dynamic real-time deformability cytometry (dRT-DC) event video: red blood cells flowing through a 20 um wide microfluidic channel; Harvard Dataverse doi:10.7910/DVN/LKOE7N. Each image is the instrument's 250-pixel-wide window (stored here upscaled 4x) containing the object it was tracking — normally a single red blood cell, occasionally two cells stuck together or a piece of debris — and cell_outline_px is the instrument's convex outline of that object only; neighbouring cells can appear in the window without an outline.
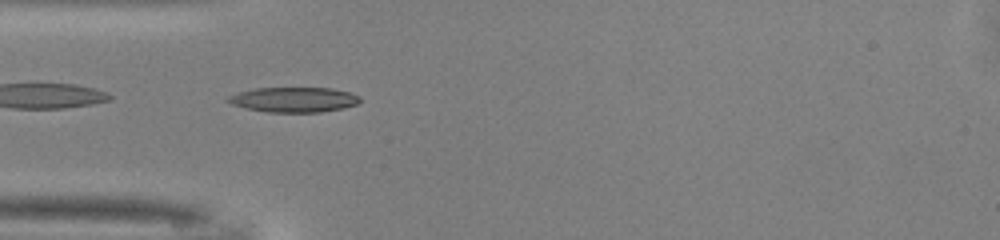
{"species": "common noctule bat (a hibernating species)", "species_latin": "Nyctalus noctula", "temperature_condition": "warm", "stored_images_in_passage": 45, "camera_frame_rate_fps": 3000, "um_per_image_px": 0.085, "animal": {"sex": "male", "body_mass_g": 13.0, "forearm_length_mm": 53.1}, "frame": {"image": 1, "passage_image": 10, "time_ms": 3.0, "image_size_px": [1000, 240], "cell_outline_px": [[360, 100], [356, 104], [340, 108], [320, 112], [268, 112], [248, 108], [232, 104], [224, 100], [228, 96], [240, 92], [256, 88], [332, 88], [348, 92], [360, 96]], "centroid_in_image_um": [24.96, 8.46], "position_along_channel_um": 60.0, "area_um2": 18.96}}
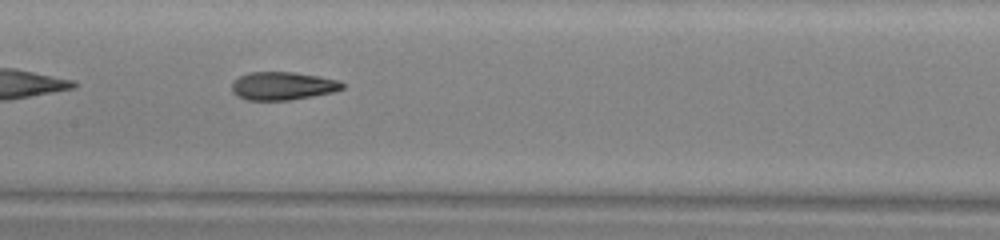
{"frame": {"image": 2, "passage_image": 19, "time_ms": 6.0, "image_size_px": [1000, 240], "cell_outline_px": [[344, 88], [332, 92], [312, 96], [288, 100], [248, 100], [236, 96], [232, 92], [232, 84], [240, 76], [248, 72], [292, 72], [320, 76], [340, 80], [344, 84]], "centroid_in_image_um": [24.04, 7.3], "position_along_channel_um": 183.4, "area_um2": 18.09}}
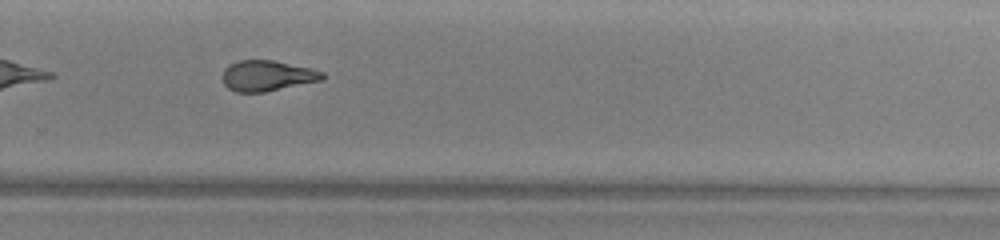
{"frame": {"image": 3, "passage_image": 28, "time_ms": 9.0, "image_size_px": [1000, 240], "cell_outline_px": [[324, 80], [264, 92], [236, 92], [228, 88], [224, 84], [224, 68], [228, 64], [240, 60], [272, 60], [312, 68], [324, 72]], "centroid_in_image_um": [22.74, 6.43], "position_along_channel_um": 307.1, "area_um2": 17.86}, "authors_computed_cell_mechanics": {"area_um2": 18.9006, "velocity_mm_per_s": 4.1384, "shape_relaxation_time_tau1_ms": 7.1138, "shape_relaxation_time_tau2_ms": 2.082, "deformation_change_tau1": 0.2467, "deformation_change_tau2": 0.1003}}